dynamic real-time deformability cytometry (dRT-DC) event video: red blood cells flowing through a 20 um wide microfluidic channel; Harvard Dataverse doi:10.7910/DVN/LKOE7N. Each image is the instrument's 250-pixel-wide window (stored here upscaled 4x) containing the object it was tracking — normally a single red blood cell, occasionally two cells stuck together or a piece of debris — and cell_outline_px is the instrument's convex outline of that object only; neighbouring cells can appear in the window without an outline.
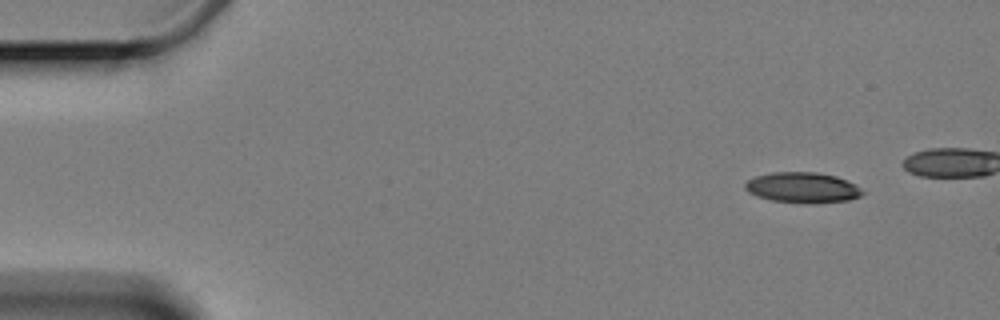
{"species": "Egyptian fruit bat (a non-hibernating species)", "species_latin": "Rousettus aegyptiacus", "temperature_condition": "cold", "stored_images_in_passage": 9, "segment_of_instrument_passage": [1, 2], "camera_frame_rate_fps": 3000, "um_per_image_px": 0.085, "animal": {"sex": "female"}, "frame": {"image": 1, "passage_image": 1, "time_ms": 0.0, "image_size_px": [1000, 320], "cell_outline_px": [[864, 192], [860, 196], [848, 200], [816, 204], [808, 204], [772, 200], [748, 192], [744, 188], [744, 184], [748, 180], [756, 176], [772, 172], [816, 172], [836, 176], [856, 184]], "centroid_in_image_um": [68.23, 15.95], "position_along_channel_um": 16.8, "area_um2": 20.92}}
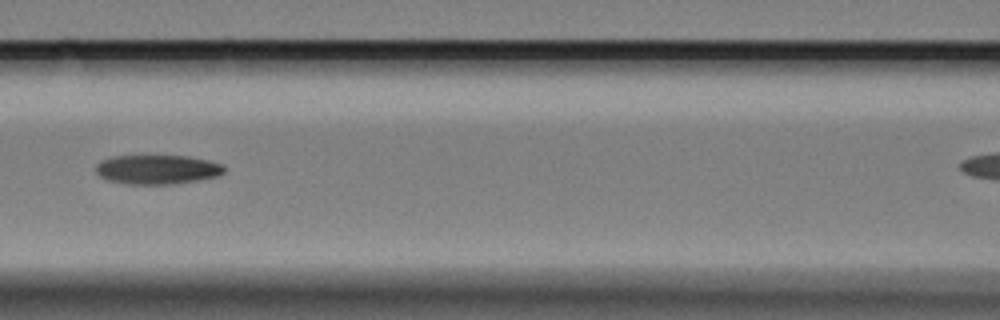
{"frame": {"image": 2, "passage_image": 7, "time_ms": 7.0, "image_size_px": [1000, 320], "cell_outline_px": [[224, 172], [216, 176], [196, 180], [172, 184], [124, 184], [108, 180], [100, 176], [96, 172], [96, 164], [112, 156], [188, 156], [208, 160], [224, 164]], "centroid_in_image_um": [13.36, 14.4], "position_along_channel_um": 153.2, "area_um2": 21.79}}
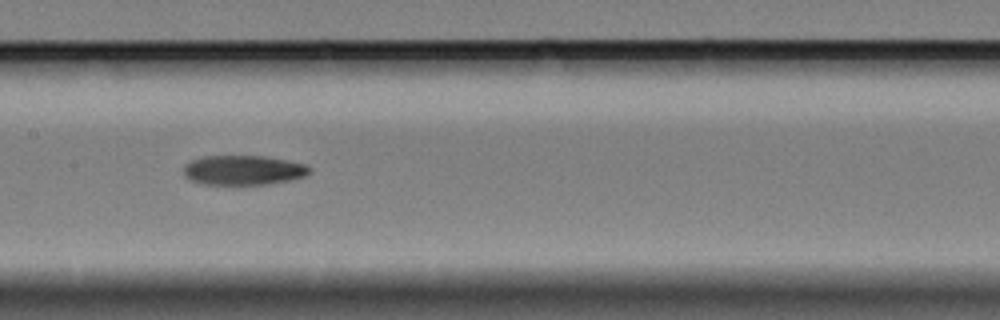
{"frame": {"image": 3, "passage_image": 8, "time_ms": 8.0, "image_size_px": [1000, 320], "cell_outline_px": [[312, 168], [304, 176], [288, 180], [268, 184], [204, 184], [192, 180], [184, 172], [184, 164], [192, 160], [204, 156], [264, 156], [304, 164]], "centroid_in_image_um": [20.67, 14.45], "position_along_channel_um": 186.7, "area_um2": 21.33}}